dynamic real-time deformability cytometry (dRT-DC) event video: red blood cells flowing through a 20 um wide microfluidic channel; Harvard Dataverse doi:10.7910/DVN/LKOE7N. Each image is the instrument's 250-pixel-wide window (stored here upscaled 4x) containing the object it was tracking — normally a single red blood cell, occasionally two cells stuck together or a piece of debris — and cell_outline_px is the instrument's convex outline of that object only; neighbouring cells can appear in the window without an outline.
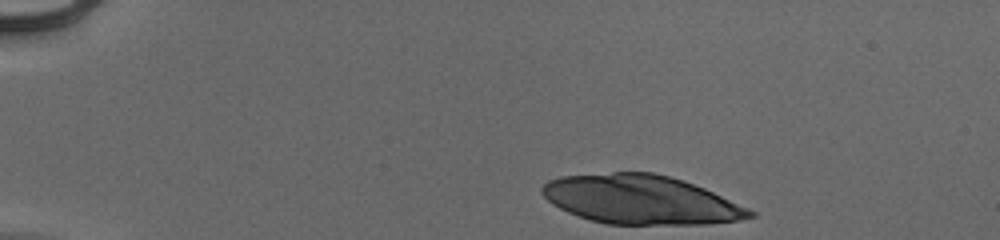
{"species": "human", "species_latin": "Homo sapiens", "temperature_condition": "cold", "stored_images_in_passage": 18, "camera_frame_rate_fps": 3000, "um_per_image_px": 0.085, "donor": {"sex": "male"}, "frame": {"image": 1, "passage_image": 1, "time_ms": 0.0, "image_size_px": [1000, 240], "cell_outline_px": [[756, 216], [740, 220], [708, 224], [608, 224], [592, 220], [568, 212], [552, 204], [540, 192], [540, 188], [548, 180], [560, 176], [612, 172], [652, 172], [684, 180], [704, 188], [748, 208], [756, 212]], "centroid_in_image_um": [54.46, 16.96], "position_along_channel_um": 30.5, "area_um2": 59.19}}